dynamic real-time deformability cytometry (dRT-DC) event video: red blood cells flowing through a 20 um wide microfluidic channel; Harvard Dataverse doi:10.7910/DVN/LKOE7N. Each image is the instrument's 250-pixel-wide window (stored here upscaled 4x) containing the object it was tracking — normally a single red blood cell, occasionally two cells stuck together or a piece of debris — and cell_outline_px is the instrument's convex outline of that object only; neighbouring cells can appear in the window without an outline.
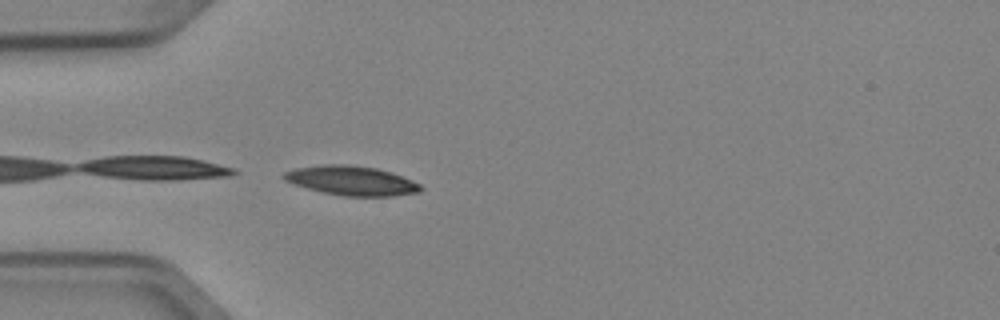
{"species": "Egyptian fruit bat (a non-hibernating species)", "species_latin": "Rousettus aegyptiacus", "temperature_condition": "cold", "stored_images_in_passage": 4, "camera_frame_rate_fps": 3000, "um_per_image_px": 0.085, "animal": {"sex": "female"}, "frame": {"image": 1, "passage_image": 4, "time_ms": 1.0, "image_size_px": [1000, 320], "cell_outline_px": [[424, 188], [420, 192], [392, 196], [344, 196], [324, 192], [308, 188], [284, 180], [284, 172], [296, 168], [324, 164], [348, 164], [376, 168], [392, 172], [412, 180], [420, 184]], "centroid_in_image_um": [29.93, 15.35], "position_along_channel_um": 55.1, "area_um2": 23.29}}